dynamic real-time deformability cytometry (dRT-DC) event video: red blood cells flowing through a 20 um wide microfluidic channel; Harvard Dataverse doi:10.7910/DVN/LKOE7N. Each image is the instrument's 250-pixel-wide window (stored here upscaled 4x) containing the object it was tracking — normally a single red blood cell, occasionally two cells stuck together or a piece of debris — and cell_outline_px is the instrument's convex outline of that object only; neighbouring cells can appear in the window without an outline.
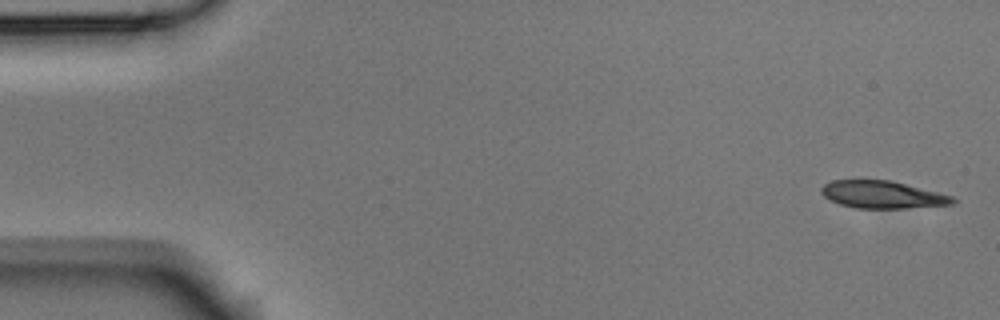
{"species": "Egyptian fruit bat (a non-hibernating species)", "species_latin": "Rousettus aegyptiacus", "temperature_condition": "room temperature", "stored_images_in_passage": 6, "segment_of_instrument_passage": [1, 2], "camera_frame_rate_fps": 3000, "um_per_image_px": 0.085, "animal": {"sex": "male"}, "frame": {"image": 1, "passage_image": 1, "time_ms": 0.0, "image_size_px": [1000, 320], "cell_outline_px": [[956, 204], [904, 208], [856, 208], [840, 204], [824, 196], [820, 192], [820, 188], [824, 184], [832, 180], [892, 180], [952, 196], [956, 200]], "centroid_in_image_um": [75.01, 16.54], "position_along_channel_um": 10.0, "area_um2": 20.92}}